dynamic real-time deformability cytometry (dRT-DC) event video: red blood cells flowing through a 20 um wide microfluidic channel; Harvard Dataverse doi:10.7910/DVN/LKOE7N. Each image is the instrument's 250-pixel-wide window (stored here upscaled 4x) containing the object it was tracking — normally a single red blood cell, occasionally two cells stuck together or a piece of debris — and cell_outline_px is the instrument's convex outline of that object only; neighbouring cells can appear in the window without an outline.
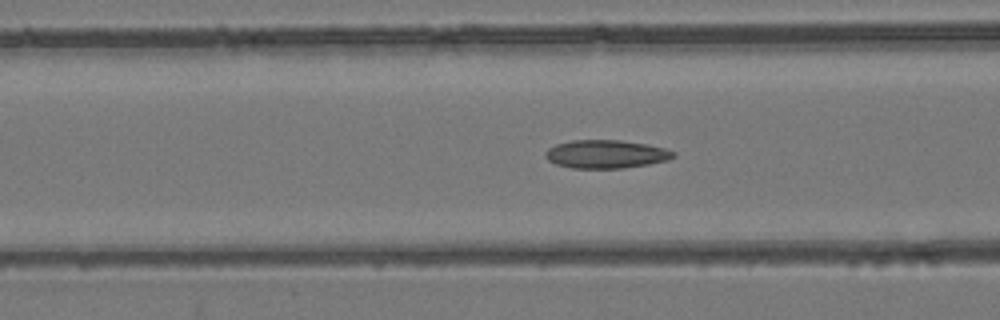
{"species": "common noctule bat (a hibernating species)", "species_latin": "Nyctalus noctula", "temperature_condition": "room temperature", "stored_images_in_passage": 50, "camera_frame_rate_fps": 3000, "um_per_image_px": 0.085, "animal": {"sex": "female", "body_mass_g": 24.6, "forearm_length_mm": 56.2}, "frame": {"image": 1, "passage_image": 22, "time_ms": 7.0, "image_size_px": [1000, 320], "cell_outline_px": [[676, 156], [668, 160], [648, 164], [624, 168], [572, 168], [556, 164], [548, 160], [544, 156], [544, 152], [548, 148], [556, 144], [572, 140], [620, 140], [648, 144], [664, 148], [676, 152]], "centroid_in_image_um": [51.51, 13.1], "position_along_channel_um": 115.1, "area_um2": 21.21}}
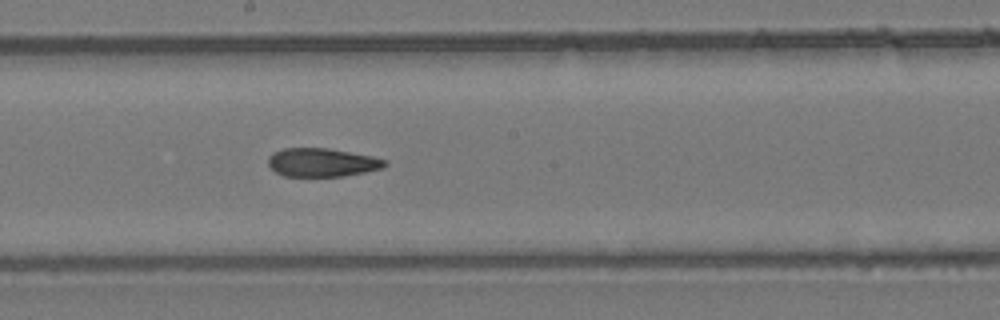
{"frame": {"image": 2, "passage_image": 30, "time_ms": 9.667, "image_size_px": [1000, 320], "cell_outline_px": [[388, 164], [384, 168], [344, 176], [284, 176], [276, 172], [268, 164], [268, 156], [272, 152], [284, 148], [328, 148], [372, 156], [388, 160]], "centroid_in_image_um": [27.39, 13.8], "position_along_channel_um": 220.8, "area_um2": 19.48}}
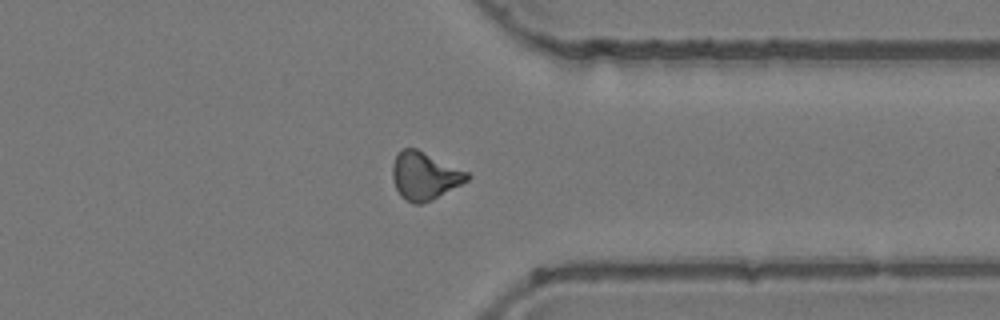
{"frame": {"image": 3, "passage_image": 42, "time_ms": 13.667, "image_size_px": [1000, 320], "cell_outline_px": [[472, 176], [468, 180], [432, 200], [420, 204], [412, 204], [400, 196], [396, 188], [392, 176], [392, 164], [396, 152], [400, 148], [416, 148], [468, 172]], "centroid_in_image_um": [36.06, 14.94], "position_along_channel_um": 375.3, "area_um2": 20.87}}